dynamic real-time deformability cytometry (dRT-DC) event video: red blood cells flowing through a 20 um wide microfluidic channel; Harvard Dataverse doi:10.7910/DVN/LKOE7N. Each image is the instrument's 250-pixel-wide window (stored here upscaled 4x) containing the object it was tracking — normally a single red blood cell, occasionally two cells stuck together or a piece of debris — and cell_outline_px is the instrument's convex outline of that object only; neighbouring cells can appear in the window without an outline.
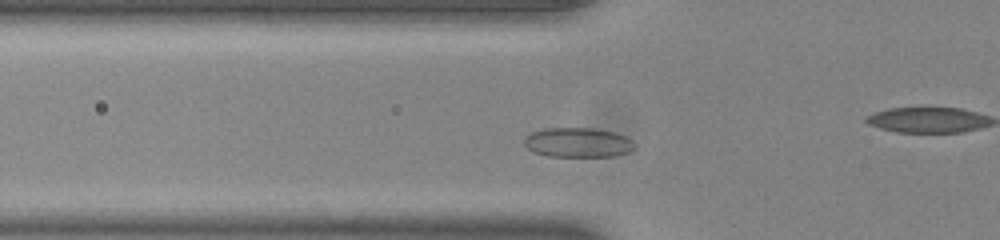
{"species": "common noctule bat (a hibernating species)", "species_latin": "Nyctalus noctula", "temperature_condition": "room temperature", "stored_images_in_passage": 40, "camera_frame_rate_fps": 3000, "um_per_image_px": 0.085, "animal": {"sex": "male", "body_mass_g": 20.0, "forearm_length_mm": 53.3}, "frame": {"image": 1, "passage_image": 5, "time_ms": 1.333, "image_size_px": [1000, 240], "cell_outline_px": [[636, 148], [628, 152], [612, 156], [548, 156], [532, 152], [524, 144], [524, 136], [532, 132], [544, 128], [592, 128], [612, 132], [624, 136], [632, 140], [636, 144]], "centroid_in_image_um": [49.1, 12.11], "position_along_channel_um": 76.7, "area_um2": 19.07}}
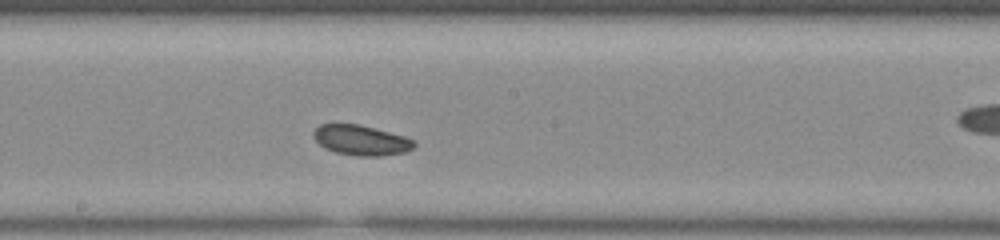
{"frame": {"image": 2, "passage_image": 16, "time_ms": 5.0, "image_size_px": [1000, 240], "cell_outline_px": [[416, 144], [412, 148], [404, 152], [380, 156], [356, 156], [336, 152], [324, 148], [316, 140], [312, 132], [320, 124], [360, 124], [404, 136], [416, 140]], "centroid_in_image_um": [30.7, 11.91], "position_along_channel_um": 217.5, "area_um2": 17.63}}
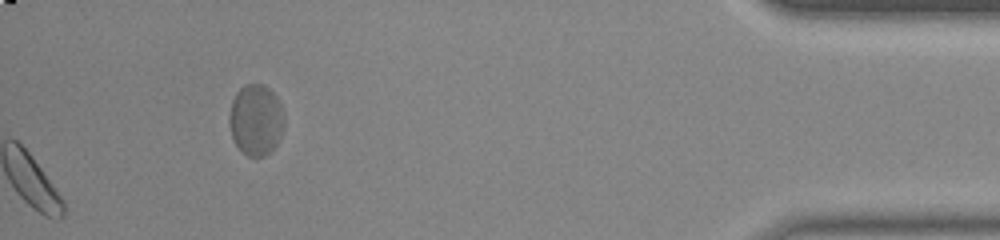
{"frame": {"image": 3, "passage_image": 40, "time_ms": 13.0, "image_size_px": [1000, 240], "cell_outline_px": [[284, 128], [276, 144], [264, 156], [248, 156], [240, 152], [232, 140], [228, 120], [228, 116], [232, 100], [236, 92], [244, 84], [264, 84], [276, 96], [284, 112]], "centroid_in_image_um": [21.72, 10.19], "position_along_channel_um": 413.5, "area_um2": 23.06}, "authors_computed_cell_mechanics": {"area_um2": 17.9758, "velocity_mm_per_s": 3.8371, "shape_relaxation_time_tau1_ms": null, "shape_relaxation_time_tau2_ms": 4.414, "deformation_change_tau1": null, "deformation_change_tau2": 0.0839}}